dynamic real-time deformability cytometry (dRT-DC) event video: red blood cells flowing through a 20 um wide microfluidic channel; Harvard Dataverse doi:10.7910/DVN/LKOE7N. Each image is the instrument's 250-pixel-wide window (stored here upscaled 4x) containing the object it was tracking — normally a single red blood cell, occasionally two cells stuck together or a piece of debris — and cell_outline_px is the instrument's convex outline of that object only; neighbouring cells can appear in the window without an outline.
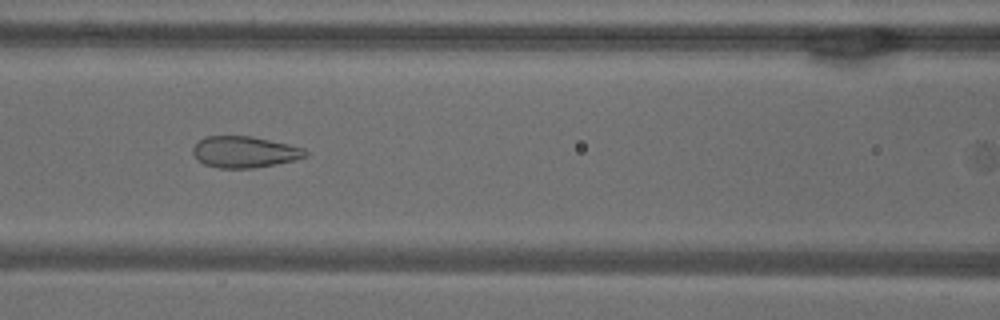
{"species": "common noctule bat (a hibernating species)", "species_latin": "Nyctalus noctula", "temperature_condition": "warm", "stored_images_in_passage": 30, "camera_frame_rate_fps": 3000, "um_per_image_px": 0.085, "animal": {"sex": "male", "body_mass_g": 18.8}, "frame": {"image": 1, "passage_image": 23, "time_ms": 7.333, "image_size_px": [1000, 320], "cell_outline_px": [[308, 156], [296, 160], [276, 164], [252, 168], [220, 168], [204, 164], [196, 160], [192, 152], [192, 148], [204, 136], [252, 136], [288, 144], [304, 148], [308, 152]], "centroid_in_image_um": [20.79, 12.92], "position_along_channel_um": 145.8, "area_um2": 20.69}}
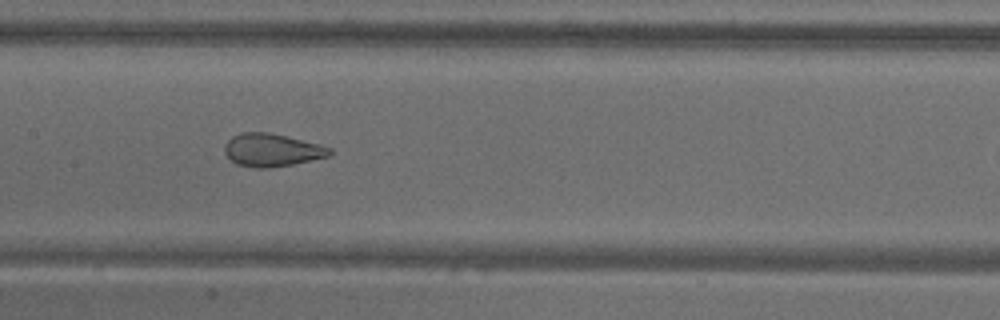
{"frame": {"image": 2, "passage_image": 26, "time_ms": 8.333, "image_size_px": [1000, 320], "cell_outline_px": [[332, 152], [328, 156], [292, 164], [268, 168], [256, 168], [236, 164], [224, 152], [224, 144], [232, 136], [240, 132], [268, 132], [320, 144], [332, 148]], "centroid_in_image_um": [23.08, 12.75], "position_along_channel_um": 184.3, "area_um2": 20.06}}
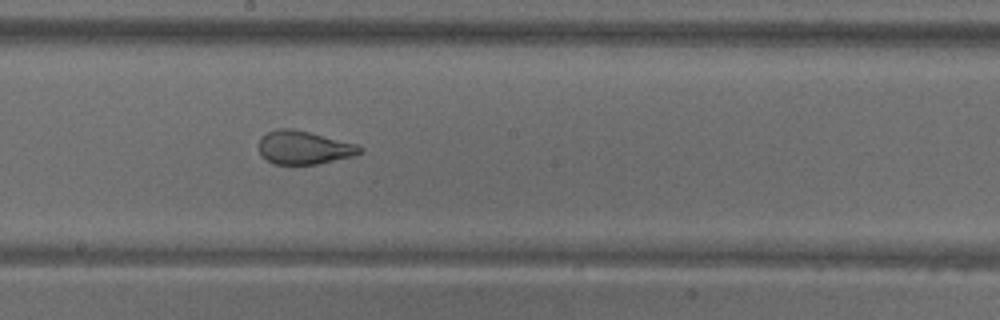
{"frame": {"image": 3, "passage_image": 29, "time_ms": 9.333, "image_size_px": [1000, 320], "cell_outline_px": [[364, 152], [352, 156], [316, 164], [272, 164], [260, 156], [260, 140], [268, 132], [280, 128], [292, 128], [356, 144], [364, 148]], "centroid_in_image_um": [25.83, 12.55], "position_along_channel_um": 222.4, "area_um2": 19.42}}